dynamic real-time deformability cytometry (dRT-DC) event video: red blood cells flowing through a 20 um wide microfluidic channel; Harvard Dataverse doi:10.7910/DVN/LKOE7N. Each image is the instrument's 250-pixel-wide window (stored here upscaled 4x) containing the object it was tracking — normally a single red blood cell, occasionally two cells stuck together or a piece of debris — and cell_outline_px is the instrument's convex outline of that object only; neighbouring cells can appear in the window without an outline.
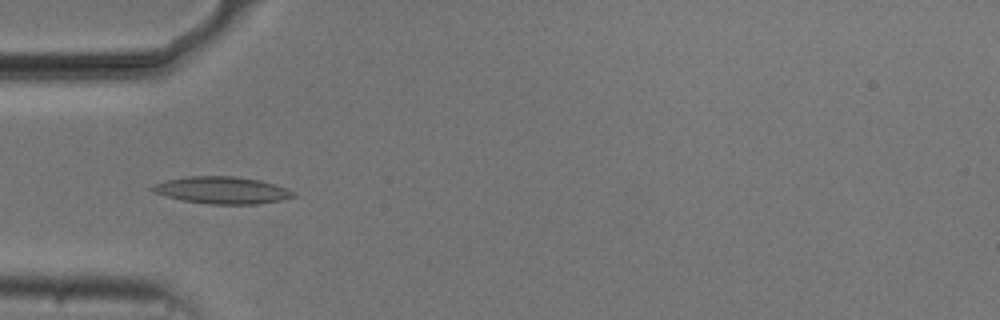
{"species": "common noctule bat (a hibernating species)", "species_latin": "Nyctalus noctula", "temperature_condition": "cold", "stored_images_in_passage": 35, "camera_frame_rate_fps": 3000, "um_per_image_px": 0.085, "animal": {"sex": "male", "body_mass_g": 20.5, "forearm_length_mm": 52.5}, "frame": {"image": 1, "passage_image": 4, "time_ms": 1.0, "image_size_px": [1000, 320], "cell_outline_px": [[296, 196], [280, 200], [256, 204], [208, 204], [180, 200], [152, 192], [148, 188], [152, 184], [164, 180], [188, 176], [232, 176], [260, 180], [296, 192]], "centroid_in_image_um": [18.79, 16.17], "position_along_channel_um": 66.2, "area_um2": 22.31}}
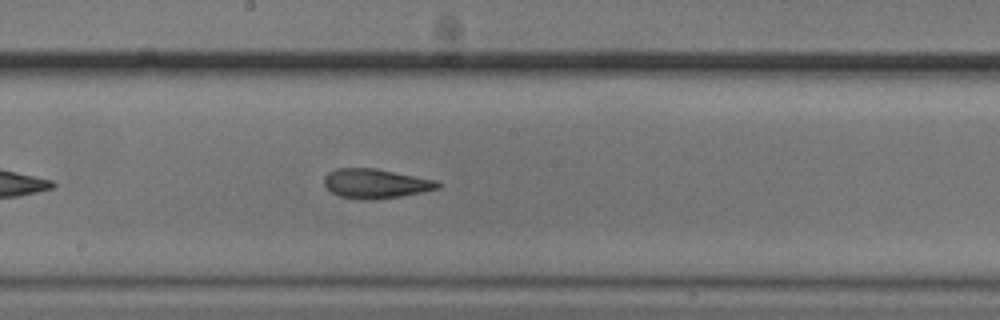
{"frame": {"image": 2, "passage_image": 16, "time_ms": 5.0, "image_size_px": [1000, 320], "cell_outline_px": [[444, 184], [440, 188], [424, 192], [400, 196], [372, 200], [360, 200], [340, 196], [332, 192], [324, 184], [324, 176], [328, 172], [336, 168], [376, 168], [436, 180]], "centroid_in_image_um": [31.96, 15.6], "position_along_channel_um": 216.2, "area_um2": 19.71}}
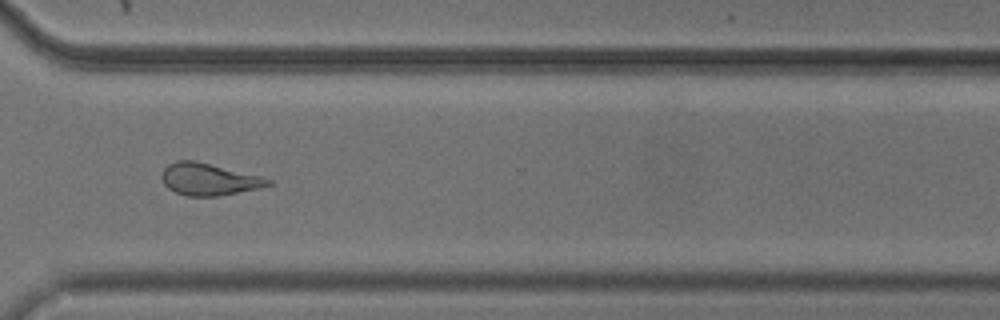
{"frame": {"image": 3, "passage_image": 27, "time_ms": 8.667, "image_size_px": [1000, 320], "cell_outline_px": [[272, 184], [260, 188], [220, 196], [188, 196], [176, 192], [168, 188], [164, 184], [160, 176], [164, 168], [168, 164], [176, 160], [192, 160], [264, 176], [272, 180]], "centroid_in_image_um": [17.77, 15.24], "position_along_channel_um": 352.8, "area_um2": 20.0}, "authors_computed_cell_mechanics": {"area_um2": 19.9988, "velocity_mm_per_s": 3.7386, "shape_relaxation_time_tau1_ms": 8.9539, "shape_relaxation_time_tau2_ms": 2.6557, "deformation_change_tau1": 0.196, "deformation_change_tau2": 0.1116}}